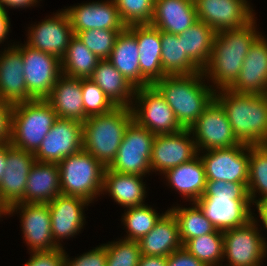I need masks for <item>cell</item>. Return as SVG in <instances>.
I'll return each instance as SVG.
<instances>
[{"label": "cell", "mask_w": 267, "mask_h": 266, "mask_svg": "<svg viewBox=\"0 0 267 266\" xmlns=\"http://www.w3.org/2000/svg\"><path fill=\"white\" fill-rule=\"evenodd\" d=\"M189 208L173 207L170 211L176 217L179 226V237L182 245L188 240L213 233L216 228L205 216L201 207L194 202Z\"/></svg>", "instance_id": "36"}, {"label": "cell", "mask_w": 267, "mask_h": 266, "mask_svg": "<svg viewBox=\"0 0 267 266\" xmlns=\"http://www.w3.org/2000/svg\"><path fill=\"white\" fill-rule=\"evenodd\" d=\"M24 64V78L28 94L36 100L46 99L62 75L61 60L55 55L34 49L29 45H17Z\"/></svg>", "instance_id": "10"}, {"label": "cell", "mask_w": 267, "mask_h": 266, "mask_svg": "<svg viewBox=\"0 0 267 266\" xmlns=\"http://www.w3.org/2000/svg\"><path fill=\"white\" fill-rule=\"evenodd\" d=\"M65 258V266H106L107 251L101 245L73 260H69L67 255Z\"/></svg>", "instance_id": "46"}, {"label": "cell", "mask_w": 267, "mask_h": 266, "mask_svg": "<svg viewBox=\"0 0 267 266\" xmlns=\"http://www.w3.org/2000/svg\"><path fill=\"white\" fill-rule=\"evenodd\" d=\"M247 189L251 203L267 201V144L249 145V176ZM261 193L258 200L256 193Z\"/></svg>", "instance_id": "37"}, {"label": "cell", "mask_w": 267, "mask_h": 266, "mask_svg": "<svg viewBox=\"0 0 267 266\" xmlns=\"http://www.w3.org/2000/svg\"><path fill=\"white\" fill-rule=\"evenodd\" d=\"M123 30L91 29L78 32L76 36L101 60L108 59L118 34Z\"/></svg>", "instance_id": "41"}, {"label": "cell", "mask_w": 267, "mask_h": 266, "mask_svg": "<svg viewBox=\"0 0 267 266\" xmlns=\"http://www.w3.org/2000/svg\"><path fill=\"white\" fill-rule=\"evenodd\" d=\"M236 93L267 94V39L259 35L251 44L235 82Z\"/></svg>", "instance_id": "20"}, {"label": "cell", "mask_w": 267, "mask_h": 266, "mask_svg": "<svg viewBox=\"0 0 267 266\" xmlns=\"http://www.w3.org/2000/svg\"><path fill=\"white\" fill-rule=\"evenodd\" d=\"M12 108V104L0 99V144L10 141Z\"/></svg>", "instance_id": "47"}, {"label": "cell", "mask_w": 267, "mask_h": 266, "mask_svg": "<svg viewBox=\"0 0 267 266\" xmlns=\"http://www.w3.org/2000/svg\"><path fill=\"white\" fill-rule=\"evenodd\" d=\"M37 0H0V7L6 10V7L10 8H25L31 7L37 4Z\"/></svg>", "instance_id": "50"}, {"label": "cell", "mask_w": 267, "mask_h": 266, "mask_svg": "<svg viewBox=\"0 0 267 266\" xmlns=\"http://www.w3.org/2000/svg\"><path fill=\"white\" fill-rule=\"evenodd\" d=\"M135 88H141L139 50L136 36L126 27L114 43V48L107 59Z\"/></svg>", "instance_id": "30"}, {"label": "cell", "mask_w": 267, "mask_h": 266, "mask_svg": "<svg viewBox=\"0 0 267 266\" xmlns=\"http://www.w3.org/2000/svg\"><path fill=\"white\" fill-rule=\"evenodd\" d=\"M0 54V99L12 105L34 100L27 91L21 51L13 45Z\"/></svg>", "instance_id": "23"}, {"label": "cell", "mask_w": 267, "mask_h": 266, "mask_svg": "<svg viewBox=\"0 0 267 266\" xmlns=\"http://www.w3.org/2000/svg\"><path fill=\"white\" fill-rule=\"evenodd\" d=\"M164 175L172 188L193 203L197 202L205 191L206 173L198 155L186 163L166 170Z\"/></svg>", "instance_id": "29"}, {"label": "cell", "mask_w": 267, "mask_h": 266, "mask_svg": "<svg viewBox=\"0 0 267 266\" xmlns=\"http://www.w3.org/2000/svg\"><path fill=\"white\" fill-rule=\"evenodd\" d=\"M10 28L9 16L7 11L0 7V44L4 39L6 40V36L8 35Z\"/></svg>", "instance_id": "51"}, {"label": "cell", "mask_w": 267, "mask_h": 266, "mask_svg": "<svg viewBox=\"0 0 267 266\" xmlns=\"http://www.w3.org/2000/svg\"><path fill=\"white\" fill-rule=\"evenodd\" d=\"M132 120L131 108L126 106L88 117L83 122L82 149L108 167L115 159L125 129Z\"/></svg>", "instance_id": "4"}, {"label": "cell", "mask_w": 267, "mask_h": 266, "mask_svg": "<svg viewBox=\"0 0 267 266\" xmlns=\"http://www.w3.org/2000/svg\"><path fill=\"white\" fill-rule=\"evenodd\" d=\"M84 113L87 117L105 114L117 107L103 90L89 78H81Z\"/></svg>", "instance_id": "42"}, {"label": "cell", "mask_w": 267, "mask_h": 266, "mask_svg": "<svg viewBox=\"0 0 267 266\" xmlns=\"http://www.w3.org/2000/svg\"><path fill=\"white\" fill-rule=\"evenodd\" d=\"M154 139L153 133L132 120L125 129L115 159L107 168L118 173L145 176L151 171Z\"/></svg>", "instance_id": "7"}, {"label": "cell", "mask_w": 267, "mask_h": 266, "mask_svg": "<svg viewBox=\"0 0 267 266\" xmlns=\"http://www.w3.org/2000/svg\"><path fill=\"white\" fill-rule=\"evenodd\" d=\"M122 22L127 26L150 24L155 0H113Z\"/></svg>", "instance_id": "40"}, {"label": "cell", "mask_w": 267, "mask_h": 266, "mask_svg": "<svg viewBox=\"0 0 267 266\" xmlns=\"http://www.w3.org/2000/svg\"><path fill=\"white\" fill-rule=\"evenodd\" d=\"M64 10L69 17L74 35L91 29L124 30L126 28L113 0L79 4Z\"/></svg>", "instance_id": "21"}, {"label": "cell", "mask_w": 267, "mask_h": 266, "mask_svg": "<svg viewBox=\"0 0 267 266\" xmlns=\"http://www.w3.org/2000/svg\"><path fill=\"white\" fill-rule=\"evenodd\" d=\"M255 21L253 18L242 27L216 32L211 58L202 71L217 89H228L238 77L251 44L260 35Z\"/></svg>", "instance_id": "1"}, {"label": "cell", "mask_w": 267, "mask_h": 266, "mask_svg": "<svg viewBox=\"0 0 267 266\" xmlns=\"http://www.w3.org/2000/svg\"><path fill=\"white\" fill-rule=\"evenodd\" d=\"M189 130L198 152L203 148L205 150L232 148L240 144L233 134L224 108L215 98Z\"/></svg>", "instance_id": "11"}, {"label": "cell", "mask_w": 267, "mask_h": 266, "mask_svg": "<svg viewBox=\"0 0 267 266\" xmlns=\"http://www.w3.org/2000/svg\"><path fill=\"white\" fill-rule=\"evenodd\" d=\"M256 208L259 213L260 220L267 229V201L256 203Z\"/></svg>", "instance_id": "52"}, {"label": "cell", "mask_w": 267, "mask_h": 266, "mask_svg": "<svg viewBox=\"0 0 267 266\" xmlns=\"http://www.w3.org/2000/svg\"><path fill=\"white\" fill-rule=\"evenodd\" d=\"M202 197H229L231 200H250L247 183L207 181Z\"/></svg>", "instance_id": "44"}, {"label": "cell", "mask_w": 267, "mask_h": 266, "mask_svg": "<svg viewBox=\"0 0 267 266\" xmlns=\"http://www.w3.org/2000/svg\"><path fill=\"white\" fill-rule=\"evenodd\" d=\"M198 21L194 0H155L151 26L180 35Z\"/></svg>", "instance_id": "25"}, {"label": "cell", "mask_w": 267, "mask_h": 266, "mask_svg": "<svg viewBox=\"0 0 267 266\" xmlns=\"http://www.w3.org/2000/svg\"><path fill=\"white\" fill-rule=\"evenodd\" d=\"M198 20L215 32L242 27L253 18L246 0H194Z\"/></svg>", "instance_id": "15"}, {"label": "cell", "mask_w": 267, "mask_h": 266, "mask_svg": "<svg viewBox=\"0 0 267 266\" xmlns=\"http://www.w3.org/2000/svg\"><path fill=\"white\" fill-rule=\"evenodd\" d=\"M6 168V143L0 144V183Z\"/></svg>", "instance_id": "53"}, {"label": "cell", "mask_w": 267, "mask_h": 266, "mask_svg": "<svg viewBox=\"0 0 267 266\" xmlns=\"http://www.w3.org/2000/svg\"><path fill=\"white\" fill-rule=\"evenodd\" d=\"M107 251L106 266H137L141 257L138 241L122 239L103 244Z\"/></svg>", "instance_id": "43"}, {"label": "cell", "mask_w": 267, "mask_h": 266, "mask_svg": "<svg viewBox=\"0 0 267 266\" xmlns=\"http://www.w3.org/2000/svg\"><path fill=\"white\" fill-rule=\"evenodd\" d=\"M163 215H158L152 207L145 204L129 207L122 218L129 232L124 239L139 241L154 228Z\"/></svg>", "instance_id": "39"}, {"label": "cell", "mask_w": 267, "mask_h": 266, "mask_svg": "<svg viewBox=\"0 0 267 266\" xmlns=\"http://www.w3.org/2000/svg\"><path fill=\"white\" fill-rule=\"evenodd\" d=\"M89 203L84 198L62 194L48 203L52 236L59 248H62L60 239L74 237L77 232L81 231L83 225H85L83 209Z\"/></svg>", "instance_id": "22"}, {"label": "cell", "mask_w": 267, "mask_h": 266, "mask_svg": "<svg viewBox=\"0 0 267 266\" xmlns=\"http://www.w3.org/2000/svg\"><path fill=\"white\" fill-rule=\"evenodd\" d=\"M21 211L23 238L31 252L51 251L58 249L51 231V217L48 203H15L7 209L11 215Z\"/></svg>", "instance_id": "14"}, {"label": "cell", "mask_w": 267, "mask_h": 266, "mask_svg": "<svg viewBox=\"0 0 267 266\" xmlns=\"http://www.w3.org/2000/svg\"><path fill=\"white\" fill-rule=\"evenodd\" d=\"M61 119H75L85 122L81 78L61 75L53 86L50 95L45 99Z\"/></svg>", "instance_id": "27"}, {"label": "cell", "mask_w": 267, "mask_h": 266, "mask_svg": "<svg viewBox=\"0 0 267 266\" xmlns=\"http://www.w3.org/2000/svg\"><path fill=\"white\" fill-rule=\"evenodd\" d=\"M31 253V259L24 266H65V256L67 253L63 248Z\"/></svg>", "instance_id": "45"}, {"label": "cell", "mask_w": 267, "mask_h": 266, "mask_svg": "<svg viewBox=\"0 0 267 266\" xmlns=\"http://www.w3.org/2000/svg\"><path fill=\"white\" fill-rule=\"evenodd\" d=\"M203 71L164 76L152 86L166 100L183 129H189L215 98L216 89L202 82Z\"/></svg>", "instance_id": "3"}, {"label": "cell", "mask_w": 267, "mask_h": 266, "mask_svg": "<svg viewBox=\"0 0 267 266\" xmlns=\"http://www.w3.org/2000/svg\"><path fill=\"white\" fill-rule=\"evenodd\" d=\"M217 230L225 231L245 225L252 219L250 200L229 197H201L196 202Z\"/></svg>", "instance_id": "24"}, {"label": "cell", "mask_w": 267, "mask_h": 266, "mask_svg": "<svg viewBox=\"0 0 267 266\" xmlns=\"http://www.w3.org/2000/svg\"><path fill=\"white\" fill-rule=\"evenodd\" d=\"M60 60L63 75L71 78H89L101 59L74 35Z\"/></svg>", "instance_id": "35"}, {"label": "cell", "mask_w": 267, "mask_h": 266, "mask_svg": "<svg viewBox=\"0 0 267 266\" xmlns=\"http://www.w3.org/2000/svg\"><path fill=\"white\" fill-rule=\"evenodd\" d=\"M137 266H167V257L141 255Z\"/></svg>", "instance_id": "49"}, {"label": "cell", "mask_w": 267, "mask_h": 266, "mask_svg": "<svg viewBox=\"0 0 267 266\" xmlns=\"http://www.w3.org/2000/svg\"><path fill=\"white\" fill-rule=\"evenodd\" d=\"M133 101L135 104L130 107L133 120L154 135L176 133L183 129L171 107L153 86L136 88Z\"/></svg>", "instance_id": "8"}, {"label": "cell", "mask_w": 267, "mask_h": 266, "mask_svg": "<svg viewBox=\"0 0 267 266\" xmlns=\"http://www.w3.org/2000/svg\"><path fill=\"white\" fill-rule=\"evenodd\" d=\"M83 123L75 119L58 118L34 153L38 162L59 163L82 150Z\"/></svg>", "instance_id": "13"}, {"label": "cell", "mask_w": 267, "mask_h": 266, "mask_svg": "<svg viewBox=\"0 0 267 266\" xmlns=\"http://www.w3.org/2000/svg\"><path fill=\"white\" fill-rule=\"evenodd\" d=\"M4 215H7V209L5 208V206L0 202V217Z\"/></svg>", "instance_id": "54"}, {"label": "cell", "mask_w": 267, "mask_h": 266, "mask_svg": "<svg viewBox=\"0 0 267 266\" xmlns=\"http://www.w3.org/2000/svg\"><path fill=\"white\" fill-rule=\"evenodd\" d=\"M167 266H205L183 246L167 257Z\"/></svg>", "instance_id": "48"}, {"label": "cell", "mask_w": 267, "mask_h": 266, "mask_svg": "<svg viewBox=\"0 0 267 266\" xmlns=\"http://www.w3.org/2000/svg\"><path fill=\"white\" fill-rule=\"evenodd\" d=\"M58 119L45 99H34L13 105L9 143L18 149L35 153Z\"/></svg>", "instance_id": "5"}, {"label": "cell", "mask_w": 267, "mask_h": 266, "mask_svg": "<svg viewBox=\"0 0 267 266\" xmlns=\"http://www.w3.org/2000/svg\"><path fill=\"white\" fill-rule=\"evenodd\" d=\"M254 216L245 225L223 231V257L229 266H260L267 253Z\"/></svg>", "instance_id": "9"}, {"label": "cell", "mask_w": 267, "mask_h": 266, "mask_svg": "<svg viewBox=\"0 0 267 266\" xmlns=\"http://www.w3.org/2000/svg\"><path fill=\"white\" fill-rule=\"evenodd\" d=\"M142 178L140 175L118 173L106 167L102 192H108L115 202L127 208L143 205L146 187Z\"/></svg>", "instance_id": "31"}, {"label": "cell", "mask_w": 267, "mask_h": 266, "mask_svg": "<svg viewBox=\"0 0 267 266\" xmlns=\"http://www.w3.org/2000/svg\"><path fill=\"white\" fill-rule=\"evenodd\" d=\"M60 188L62 195L77 196L92 202L102 194L106 167L83 149L59 163Z\"/></svg>", "instance_id": "6"}, {"label": "cell", "mask_w": 267, "mask_h": 266, "mask_svg": "<svg viewBox=\"0 0 267 266\" xmlns=\"http://www.w3.org/2000/svg\"><path fill=\"white\" fill-rule=\"evenodd\" d=\"M189 129L179 132L155 135L151 151V171L164 173L166 170L186 163L199 155Z\"/></svg>", "instance_id": "16"}, {"label": "cell", "mask_w": 267, "mask_h": 266, "mask_svg": "<svg viewBox=\"0 0 267 266\" xmlns=\"http://www.w3.org/2000/svg\"><path fill=\"white\" fill-rule=\"evenodd\" d=\"M216 32L206 23L198 20L179 35L183 52L203 70L208 64Z\"/></svg>", "instance_id": "33"}, {"label": "cell", "mask_w": 267, "mask_h": 266, "mask_svg": "<svg viewBox=\"0 0 267 266\" xmlns=\"http://www.w3.org/2000/svg\"><path fill=\"white\" fill-rule=\"evenodd\" d=\"M200 156L207 181L248 183L249 145L210 149ZM247 152V153H245Z\"/></svg>", "instance_id": "12"}, {"label": "cell", "mask_w": 267, "mask_h": 266, "mask_svg": "<svg viewBox=\"0 0 267 266\" xmlns=\"http://www.w3.org/2000/svg\"><path fill=\"white\" fill-rule=\"evenodd\" d=\"M161 65L166 76L190 75L202 70L183 52L179 35L161 31Z\"/></svg>", "instance_id": "34"}, {"label": "cell", "mask_w": 267, "mask_h": 266, "mask_svg": "<svg viewBox=\"0 0 267 266\" xmlns=\"http://www.w3.org/2000/svg\"><path fill=\"white\" fill-rule=\"evenodd\" d=\"M61 194L58 163L35 161L18 203H49Z\"/></svg>", "instance_id": "26"}, {"label": "cell", "mask_w": 267, "mask_h": 266, "mask_svg": "<svg viewBox=\"0 0 267 266\" xmlns=\"http://www.w3.org/2000/svg\"><path fill=\"white\" fill-rule=\"evenodd\" d=\"M28 32L27 45L55 55L61 59L74 36L73 28L65 10L32 26Z\"/></svg>", "instance_id": "18"}, {"label": "cell", "mask_w": 267, "mask_h": 266, "mask_svg": "<svg viewBox=\"0 0 267 266\" xmlns=\"http://www.w3.org/2000/svg\"><path fill=\"white\" fill-rule=\"evenodd\" d=\"M89 79L96 83L116 106H132L136 88L107 59L98 62Z\"/></svg>", "instance_id": "32"}, {"label": "cell", "mask_w": 267, "mask_h": 266, "mask_svg": "<svg viewBox=\"0 0 267 266\" xmlns=\"http://www.w3.org/2000/svg\"><path fill=\"white\" fill-rule=\"evenodd\" d=\"M215 99L224 108L233 134L240 143L267 144V94L220 89L215 91Z\"/></svg>", "instance_id": "2"}, {"label": "cell", "mask_w": 267, "mask_h": 266, "mask_svg": "<svg viewBox=\"0 0 267 266\" xmlns=\"http://www.w3.org/2000/svg\"><path fill=\"white\" fill-rule=\"evenodd\" d=\"M183 247L205 266H219L223 257V231L215 230L188 240Z\"/></svg>", "instance_id": "38"}, {"label": "cell", "mask_w": 267, "mask_h": 266, "mask_svg": "<svg viewBox=\"0 0 267 266\" xmlns=\"http://www.w3.org/2000/svg\"><path fill=\"white\" fill-rule=\"evenodd\" d=\"M35 161L33 152L6 143V168L0 183V202L6 209L24 197L28 175Z\"/></svg>", "instance_id": "17"}, {"label": "cell", "mask_w": 267, "mask_h": 266, "mask_svg": "<svg viewBox=\"0 0 267 266\" xmlns=\"http://www.w3.org/2000/svg\"><path fill=\"white\" fill-rule=\"evenodd\" d=\"M141 255L165 256L181 248L179 226L176 217L168 209L154 228L139 241Z\"/></svg>", "instance_id": "28"}, {"label": "cell", "mask_w": 267, "mask_h": 266, "mask_svg": "<svg viewBox=\"0 0 267 266\" xmlns=\"http://www.w3.org/2000/svg\"><path fill=\"white\" fill-rule=\"evenodd\" d=\"M139 50L141 88L152 86L166 76L161 65V31L150 24L130 25Z\"/></svg>", "instance_id": "19"}]
</instances>
